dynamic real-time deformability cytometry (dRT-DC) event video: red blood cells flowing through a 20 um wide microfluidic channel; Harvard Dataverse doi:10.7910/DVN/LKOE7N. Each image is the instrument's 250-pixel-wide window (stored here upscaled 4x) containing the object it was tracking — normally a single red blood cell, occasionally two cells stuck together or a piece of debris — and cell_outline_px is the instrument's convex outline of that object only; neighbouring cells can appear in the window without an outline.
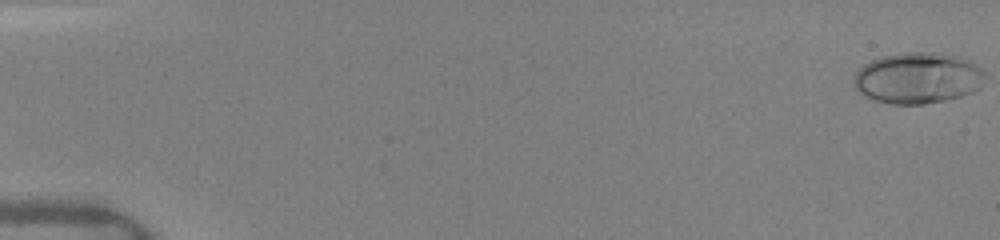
{"species": "human", "species_latin": "Homo sapiens", "temperature_condition": "warm", "stored_images_in_passage": 47, "camera_frame_rate_fps": 3000, "um_per_image_px": 0.085, "donor": {"sex": "female"}, "frame": {"image": 1, "passage_image": 1, "time_ms": 0.0, "image_size_px": [1000, 240], "cell_outline_px": [[984, 72], [980, 88], [972, 92], [960, 96], [944, 100], [924, 104], [892, 104], [876, 100], [864, 96], [852, 84], [852, 80], [856, 72], [864, 64], [872, 60], [884, 56], [904, 52], [932, 52], [956, 56], [968, 60], [980, 68]], "centroid_in_image_um": [77.98, 6.63], "position_along_channel_um": 7.0, "area_um2": 38.84}}
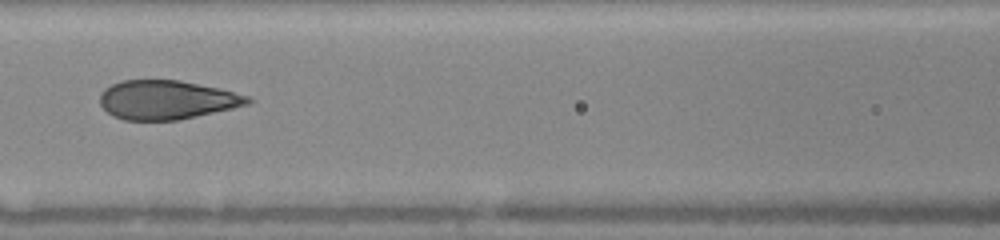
{"frame": {"image": 2, "passage_image": 23, "time_ms": 7.667, "image_size_px": [1000, 240], "cell_outline_px": [[252, 100], [248, 104], [232, 108], [196, 116], [176, 120], [124, 120], [112, 116], [100, 104], [100, 92], [104, 88], [120, 80], [180, 80], [220, 88], [248, 96]], "centroid_in_image_um": [14.13, 8.48], "position_along_channel_um": 152.5, "area_um2": 33.52}}
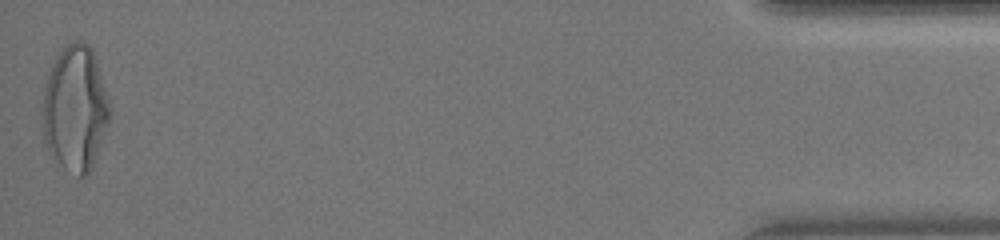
{"frame": {"image": 3, "passage_image": 47, "time_ms": 16.333, "image_size_px": [1000, 240], "cell_outline_px": [[112, 112], [96, 160], [92, 168], [84, 176], [80, 176], [64, 168], [60, 164], [48, 148], [44, 140], [44, 92], [48, 76], [52, 64], [60, 52], [72, 40], [80, 40], [88, 44], [92, 48], [96, 60]], "centroid_in_image_um": [6.43, 9.22], "position_along_channel_um": 428.8, "area_um2": 48.49}, "authors_computed_cell_mechanics": {"area_um2": 34.7378, "velocity_mm_per_s": 4.1179, "shape_relaxation_time_tau1_ms": 4.9724, "shape_relaxation_time_tau2_ms": null, "deformation_change_tau1": 0.2064, "deformation_change_tau2": null}}